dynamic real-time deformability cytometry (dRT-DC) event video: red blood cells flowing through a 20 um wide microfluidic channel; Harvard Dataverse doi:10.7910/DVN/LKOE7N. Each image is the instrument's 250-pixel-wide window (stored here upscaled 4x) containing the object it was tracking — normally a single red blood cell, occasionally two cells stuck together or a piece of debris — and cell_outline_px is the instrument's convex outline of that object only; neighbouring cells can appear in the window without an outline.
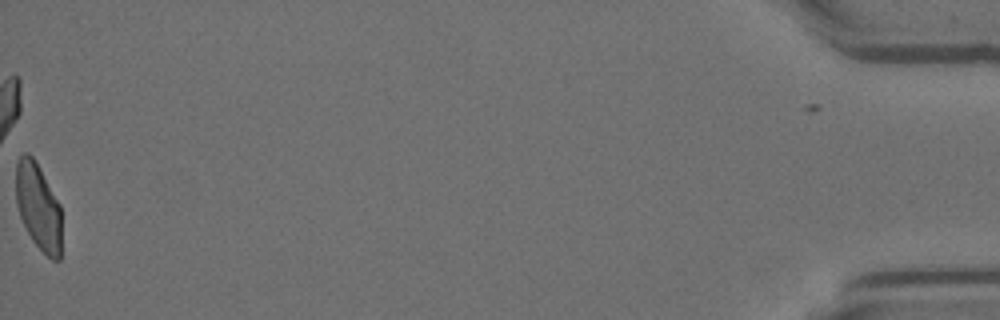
{"species": "Egyptian fruit bat (a non-hibernating species)", "species_latin": "Rousettus aegyptiacus", "temperature_condition": "room temperature", "stored_images_in_passage": 48, "camera_frame_rate_fps": 3000, "um_per_image_px": 0.085, "animal": {"sex": "female"}, "frame": {"image": 1, "passage_image": 48, "time_ms": 15.667, "image_size_px": [1000, 320], "cell_outline_px": [[60, 260], [52, 260], [32, 240], [20, 216], [16, 204], [16, 164], [20, 156], [24, 152], [28, 152], [32, 156], [60, 204]], "centroid_in_image_um": [3.24, 17.55], "position_along_channel_um": 432.0, "area_um2": 22.66}}